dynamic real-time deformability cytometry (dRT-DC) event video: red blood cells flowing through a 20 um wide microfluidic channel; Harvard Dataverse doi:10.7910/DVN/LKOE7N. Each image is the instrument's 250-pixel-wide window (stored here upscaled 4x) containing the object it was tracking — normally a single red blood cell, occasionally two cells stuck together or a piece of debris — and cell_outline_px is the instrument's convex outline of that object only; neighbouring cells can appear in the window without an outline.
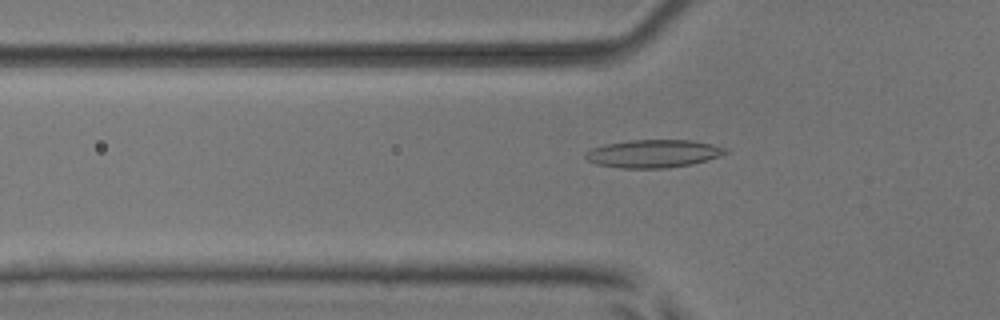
{"species": "common noctule bat (a hibernating species)", "species_latin": "Nyctalus noctula", "temperature_condition": "room temperature", "stored_images_in_passage": 51, "camera_frame_rate_fps": 3000, "um_per_image_px": 0.085, "animal": {"sex": "male", "body_mass_g": 17.9, "forearm_length_mm": 54.2}, "frame": {"image": 1, "passage_image": 17, "time_ms": 5.333, "image_size_px": [1000, 320], "cell_outline_px": [[728, 152], [720, 156], [692, 164], [668, 168], [620, 168], [596, 164], [588, 160], [584, 156], [592, 148], [604, 144], [632, 140], [692, 140], [712, 144], [728, 148]], "centroid_in_image_um": [55.56, 13.06], "position_along_channel_um": 70.2, "area_um2": 22.77}}
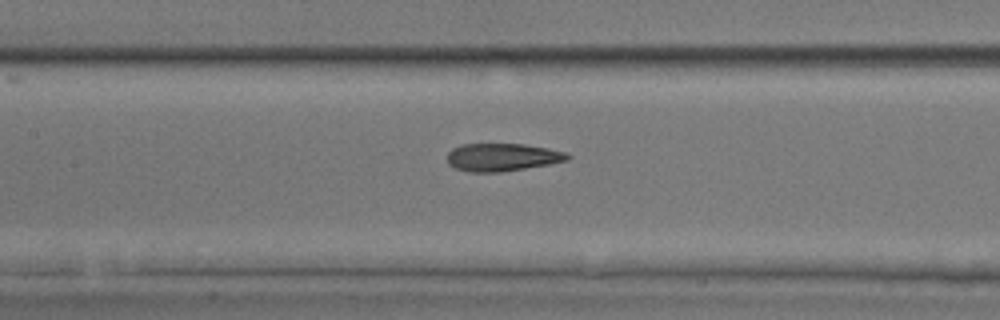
{"frame": {"image": 2, "passage_image": 24, "time_ms": 7.667, "image_size_px": [1000, 320], "cell_outline_px": [[572, 156], [568, 160], [548, 164], [500, 172], [472, 172], [456, 168], [448, 164], [448, 152], [452, 148], [460, 144], [524, 144], [548, 148], [564, 152]], "centroid_in_image_um": [42.68, 13.35], "position_along_channel_um": 164.7, "area_um2": 19.36}}
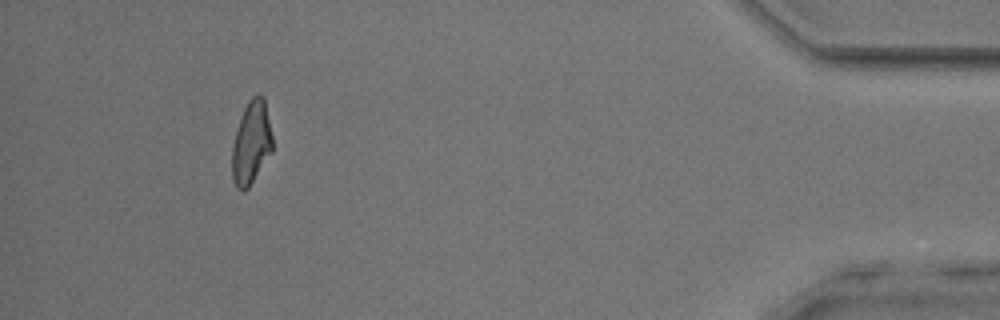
{"frame": {"image": 3, "passage_image": 47, "time_ms": 15.333, "image_size_px": [1000, 320], "cell_outline_px": [[272, 152], [248, 188], [244, 192], [236, 188], [232, 180], [232, 144], [236, 128], [240, 116], [248, 100], [252, 96], [260, 92], [264, 96], [272, 136]], "centroid_in_image_um": [21.34, 12.12], "position_along_channel_um": 413.9, "area_um2": 19.88}, "authors_computed_cell_mechanics": {"area_um2": 20.0566, "velocity_mm_per_s": 4.0544, "shape_relaxation_time_tau1_ms": 9.3993, "shape_relaxation_time_tau2_ms": 1.4993, "deformation_change_tau1": 0.2681, "deformation_change_tau2": 0.0991}}